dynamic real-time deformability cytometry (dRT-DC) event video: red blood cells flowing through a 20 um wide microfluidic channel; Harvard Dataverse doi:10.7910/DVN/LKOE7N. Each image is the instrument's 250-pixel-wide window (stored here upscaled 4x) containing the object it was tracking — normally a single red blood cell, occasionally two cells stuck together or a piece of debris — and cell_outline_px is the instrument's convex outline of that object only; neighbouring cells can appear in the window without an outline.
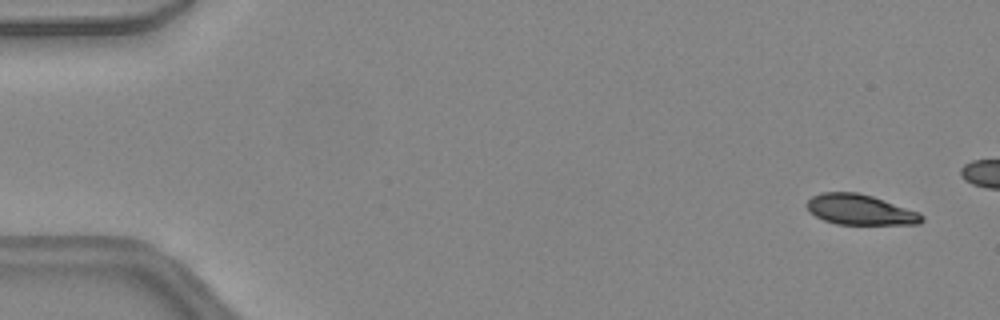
{"species": "common noctule bat (a hibernating species)", "species_latin": "Nyctalus noctula", "temperature_condition": "warm", "stored_images_in_passage": 15, "camera_frame_rate_fps": 3000, "um_per_image_px": 0.085, "animal": {"sex": "female", "body_mass_g": 24.6, "forearm_length_mm": 56.2}, "frame": {"image": 1, "passage_image": 3, "time_ms": 0.667, "image_size_px": [1000, 320], "cell_outline_px": [[924, 220], [920, 224], [836, 224], [824, 220], [808, 212], [804, 204], [812, 196], [820, 192], [856, 192], [872, 196], [920, 212], [924, 216]], "centroid_in_image_um": [73.09, 17.82], "position_along_channel_um": 11.9, "area_um2": 20.52}}